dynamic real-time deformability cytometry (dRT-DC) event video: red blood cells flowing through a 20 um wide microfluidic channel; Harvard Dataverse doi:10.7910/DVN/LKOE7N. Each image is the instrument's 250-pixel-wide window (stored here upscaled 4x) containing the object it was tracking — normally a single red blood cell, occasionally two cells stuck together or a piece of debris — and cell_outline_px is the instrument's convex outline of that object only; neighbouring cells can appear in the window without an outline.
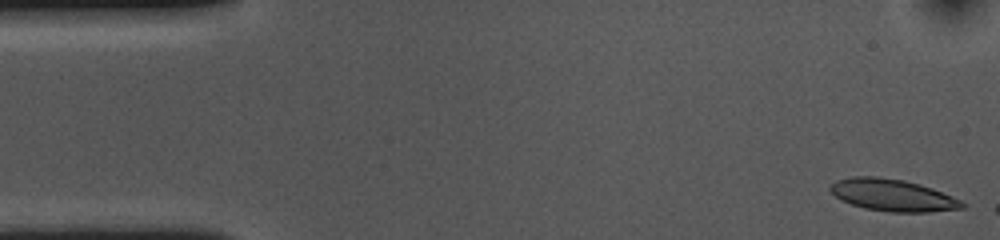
{"species": "common noctule bat (a hibernating species)", "species_latin": "Nyctalus noctula", "temperature_condition": "cold", "stored_images_in_passage": 6, "camera_frame_rate_fps": 3000, "um_per_image_px": 0.085, "animal": {"sex": "female", "body_mass_g": 10.0, "forearm_length_mm": 53.1}, "frame": {"image": 1, "passage_image": 1, "time_ms": 0.0, "image_size_px": [1000, 240], "cell_outline_px": [[968, 204], [964, 208], [932, 212], [892, 212], [864, 208], [840, 200], [828, 188], [836, 180], [852, 176], [876, 176], [904, 180], [920, 184], [932, 188], [952, 196]], "centroid_in_image_um": [75.89, 16.59], "position_along_channel_um": 9.1, "area_um2": 24.68}}